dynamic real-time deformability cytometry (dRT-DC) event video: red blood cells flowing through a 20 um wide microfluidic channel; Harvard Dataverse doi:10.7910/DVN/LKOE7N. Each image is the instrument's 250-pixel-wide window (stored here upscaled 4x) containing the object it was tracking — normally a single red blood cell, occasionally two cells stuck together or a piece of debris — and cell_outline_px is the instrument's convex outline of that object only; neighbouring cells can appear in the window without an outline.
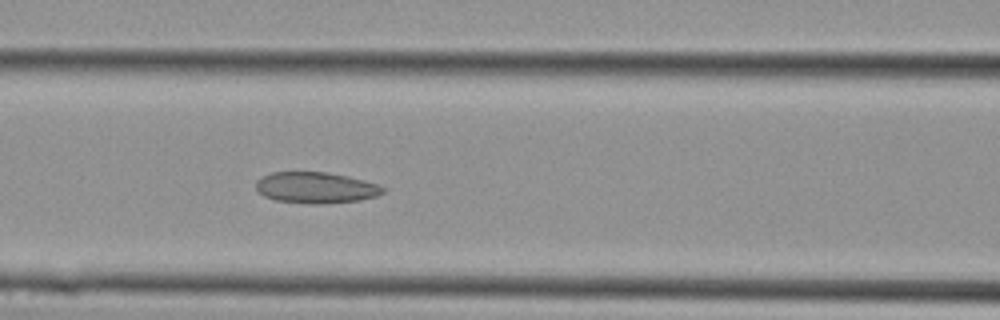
{"species": "Egyptian fruit bat (a non-hibernating species)", "species_latin": "Rousettus aegyptiacus", "temperature_condition": "cold", "stored_images_in_passage": 13, "camera_frame_rate_fps": 3000, "um_per_image_px": 0.085, "animal": {"sex": "female"}, "frame": {"image": 1, "passage_image": 13, "time_ms": 4.0, "image_size_px": [1000, 320], "cell_outline_px": [[388, 188], [384, 192], [376, 196], [360, 200], [320, 204], [308, 204], [276, 200], [264, 196], [256, 192], [256, 180], [272, 172], [324, 172], [348, 176], [364, 180]], "centroid_in_image_um": [26.84, 15.96], "position_along_channel_um": 139.8, "area_um2": 23.12}}